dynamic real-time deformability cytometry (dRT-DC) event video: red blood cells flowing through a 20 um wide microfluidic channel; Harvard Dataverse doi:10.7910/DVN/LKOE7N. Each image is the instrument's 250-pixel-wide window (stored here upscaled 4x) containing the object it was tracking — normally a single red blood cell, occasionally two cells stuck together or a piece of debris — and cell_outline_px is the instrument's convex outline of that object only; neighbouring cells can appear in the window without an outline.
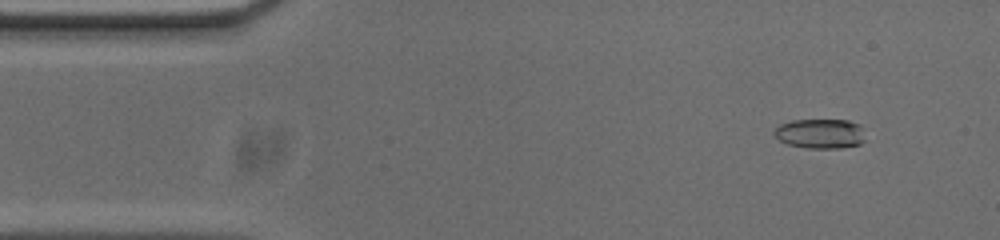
{"species": "common noctule bat (a hibernating species)", "species_latin": "Nyctalus noctula", "temperature_condition": "cold", "stored_images_in_passage": 54, "camera_frame_rate_fps": 3000, "um_per_image_px": 0.085, "animal": {"sex": "male", "body_mass_g": 20.0, "forearm_length_mm": 53.3}, "frame": {"image": 1, "passage_image": 5, "time_ms": 1.333, "image_size_px": [1000, 240], "cell_outline_px": [[864, 140], [860, 144], [840, 148], [808, 148], [788, 144], [772, 136], [772, 132], [780, 124], [792, 120], [848, 120], [860, 124]], "centroid_in_image_um": [69.69, 11.35], "position_along_channel_um": 15.3, "area_um2": 15.78}}
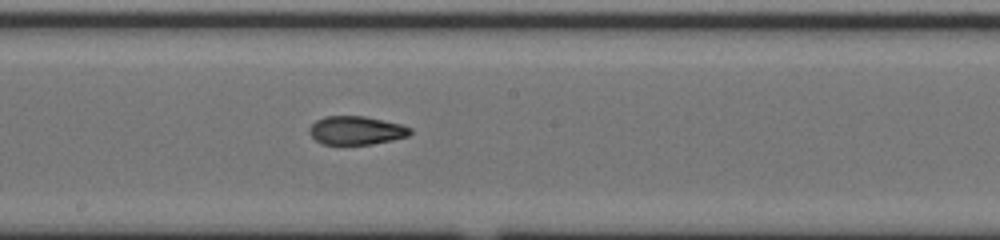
{"frame": {"image": 2, "passage_image": 28, "time_ms": 9.0, "image_size_px": [1000, 240], "cell_outline_px": [[412, 132], [408, 136], [392, 140], [372, 144], [324, 144], [316, 140], [308, 132], [308, 128], [316, 120], [324, 116], [364, 116], [400, 124], [412, 128]], "centroid_in_image_um": [30.27, 11.08], "position_along_channel_um": 217.9, "area_um2": 16.7}}
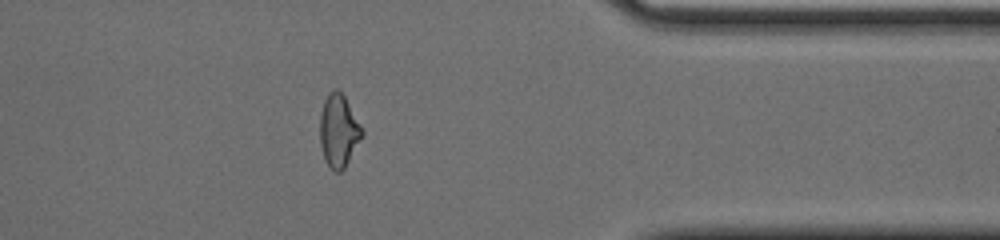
{"frame": {"image": 3, "passage_image": 43, "time_ms": 14.0, "image_size_px": [1000, 240], "cell_outline_px": [[364, 132], [344, 168], [340, 172], [332, 172], [324, 160], [320, 144], [320, 112], [324, 100], [328, 92], [332, 88], [336, 88], [344, 96], [360, 124]], "centroid_in_image_um": [28.75, 11.11], "position_along_channel_um": 382.7, "area_um2": 17.8}, "authors_computed_cell_mechanics": {"area_um2": 17.1955, "velocity_mm_per_s": 3.7159, "shape_relaxation_time_tau1_ms": null, "shape_relaxation_time_tau2_ms": 2.534, "deformation_change_tau1": null, "deformation_change_tau2": 0.0896}}